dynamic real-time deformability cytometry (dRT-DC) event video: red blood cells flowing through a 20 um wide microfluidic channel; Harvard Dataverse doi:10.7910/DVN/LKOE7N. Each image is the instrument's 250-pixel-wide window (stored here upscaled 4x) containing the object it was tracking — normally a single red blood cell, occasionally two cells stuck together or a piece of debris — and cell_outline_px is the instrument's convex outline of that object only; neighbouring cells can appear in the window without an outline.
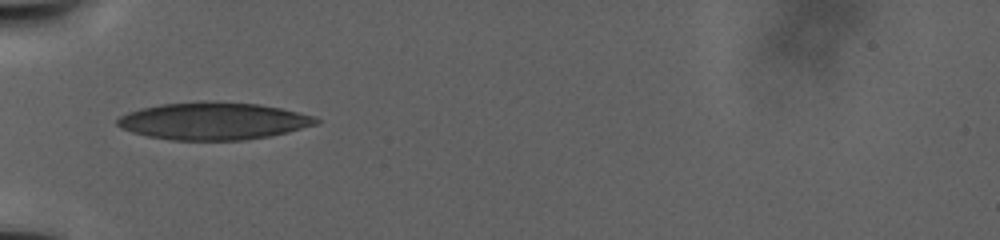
{"species": "human", "species_latin": "Homo sapiens", "temperature_condition": "warm", "stored_images_in_passage": 45, "camera_frame_rate_fps": 3000, "um_per_image_px": 0.085, "donor": {"sex": "male"}, "frame": {"image": 1, "passage_image": 1, "time_ms": 0.0, "image_size_px": [1000, 240], "cell_outline_px": [[320, 120], [316, 124], [288, 132], [268, 136], [244, 140], [172, 140], [148, 136], [132, 132], [120, 128], [116, 124], [116, 120], [120, 116], [128, 112], [140, 108], [160, 104], [200, 100], [212, 100], [260, 104], [280, 108], [312, 116]], "centroid_in_image_um": [18.08, 10.27], "position_along_channel_um": 66.9, "area_um2": 43.47}}
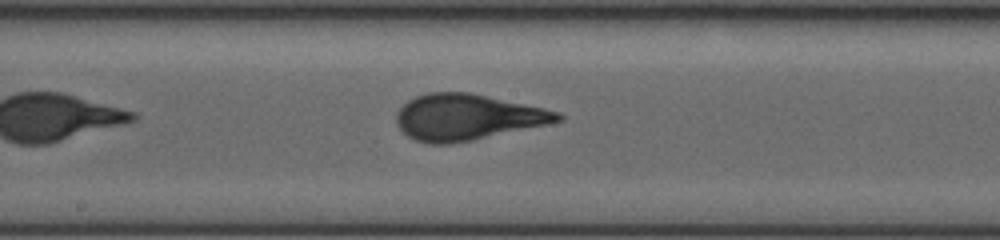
{"frame": {"image": 2, "passage_image": 18, "time_ms": 8.333, "image_size_px": [1000, 240], "cell_outline_px": [[564, 120], [548, 124], [472, 140], [448, 144], [428, 144], [416, 140], [408, 136], [396, 124], [396, 112], [408, 100], [416, 96], [428, 92], [472, 92], [544, 108], [560, 112], [564, 116]], "centroid_in_image_um": [39.72, 9.95], "position_along_channel_um": 208.5, "area_um2": 43.29}}
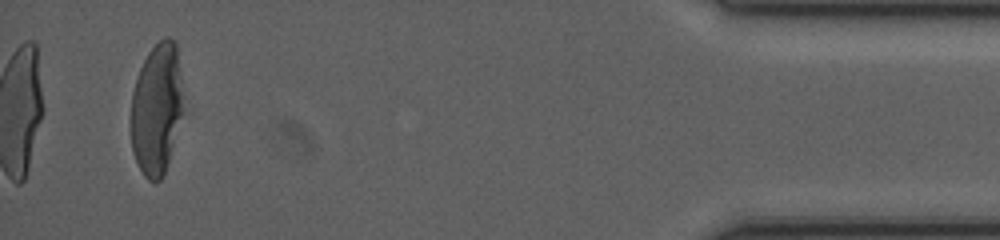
{"frame": {"image": 3, "passage_image": 45, "time_ms": 24.0, "image_size_px": [1000, 240], "cell_outline_px": [[184, 112], [164, 172], [160, 180], [148, 180], [144, 176], [132, 152], [132, 92], [136, 76], [148, 52], [164, 36], [168, 36], [176, 40]], "centroid_in_image_um": [13.33, 9.21], "position_along_channel_um": 421.9, "area_um2": 39.88}}